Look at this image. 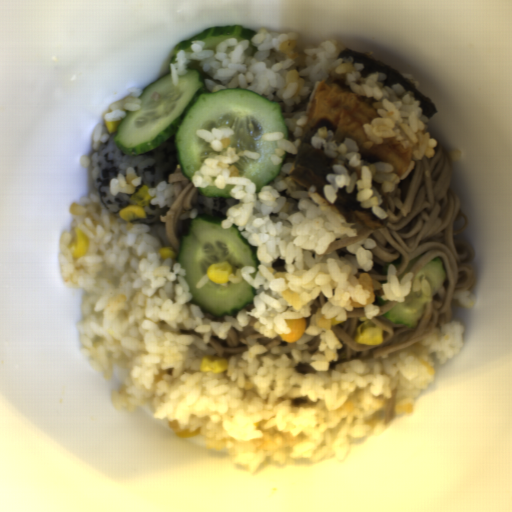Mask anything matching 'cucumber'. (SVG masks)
<instances>
[{
  "label": "cucumber",
  "instance_id": "2a18db57",
  "mask_svg": "<svg viewBox=\"0 0 512 512\" xmlns=\"http://www.w3.org/2000/svg\"><path fill=\"white\" fill-rule=\"evenodd\" d=\"M257 34L258 32L240 25L209 26L191 39L179 42L171 55L170 64H173L178 50H185L187 53H190V47L194 41H204L205 49H209L216 47L220 42L228 38H236L238 41L251 40Z\"/></svg>",
  "mask_w": 512,
  "mask_h": 512
},
{
  "label": "cucumber",
  "instance_id": "586b57bf",
  "mask_svg": "<svg viewBox=\"0 0 512 512\" xmlns=\"http://www.w3.org/2000/svg\"><path fill=\"white\" fill-rule=\"evenodd\" d=\"M227 216L205 214L192 219L186 236L180 240L177 262L185 270V279L192 294L191 303L203 315L217 322H225L226 315L233 316L250 305L255 290L244 279L237 284L229 281L217 284L210 280L201 288L198 283L208 274L211 264L227 262L231 273L246 266L258 269V247L249 243L237 225L222 228Z\"/></svg>",
  "mask_w": 512,
  "mask_h": 512
},
{
  "label": "cucumber",
  "instance_id": "734fbe4a",
  "mask_svg": "<svg viewBox=\"0 0 512 512\" xmlns=\"http://www.w3.org/2000/svg\"><path fill=\"white\" fill-rule=\"evenodd\" d=\"M198 187V186H197ZM233 184H225L223 188L217 186L198 187L201 195L209 198H234L231 196L230 191Z\"/></svg>",
  "mask_w": 512,
  "mask_h": 512
},
{
  "label": "cucumber",
  "instance_id": "8b760119",
  "mask_svg": "<svg viewBox=\"0 0 512 512\" xmlns=\"http://www.w3.org/2000/svg\"><path fill=\"white\" fill-rule=\"evenodd\" d=\"M187 73L172 83L171 72L145 87L139 96L138 111L127 110L112 134L116 147L125 154L137 155L152 150L174 135L179 166L191 182L212 153L210 143L197 136L200 129L231 128L229 146L234 152L255 151L257 159H239L234 165L239 175L255 184V192L269 186L280 174L282 161L273 164L277 141L262 136L283 132L289 141L285 115L280 103L245 88L220 91L208 89L206 73L198 61L189 62Z\"/></svg>",
  "mask_w": 512,
  "mask_h": 512
},
{
  "label": "cucumber",
  "instance_id": "eb4e599e",
  "mask_svg": "<svg viewBox=\"0 0 512 512\" xmlns=\"http://www.w3.org/2000/svg\"><path fill=\"white\" fill-rule=\"evenodd\" d=\"M381 295L382 293L376 295V302H377V305H384V304H387L388 301H383L382 298H381Z\"/></svg>",
  "mask_w": 512,
  "mask_h": 512
},
{
  "label": "cucumber",
  "instance_id": "9523449b",
  "mask_svg": "<svg viewBox=\"0 0 512 512\" xmlns=\"http://www.w3.org/2000/svg\"><path fill=\"white\" fill-rule=\"evenodd\" d=\"M427 252V251H426ZM422 253L421 255L415 257L414 259L410 260L404 273L401 274L400 276H398V279H399V283L400 281L402 280V278L406 275V274H409V272L415 267V265L418 263V261L425 255V253Z\"/></svg>",
  "mask_w": 512,
  "mask_h": 512
},
{
  "label": "cucumber",
  "instance_id": "570f5f39",
  "mask_svg": "<svg viewBox=\"0 0 512 512\" xmlns=\"http://www.w3.org/2000/svg\"><path fill=\"white\" fill-rule=\"evenodd\" d=\"M401 262H402L401 257L400 258H396V259L392 260L391 262H389L388 264H386L382 271L384 273L388 274V267H389V265H394L395 266V270L397 272L400 269Z\"/></svg>",
  "mask_w": 512,
  "mask_h": 512
},
{
  "label": "cucumber",
  "instance_id": "888e309b",
  "mask_svg": "<svg viewBox=\"0 0 512 512\" xmlns=\"http://www.w3.org/2000/svg\"><path fill=\"white\" fill-rule=\"evenodd\" d=\"M445 280L446 269L442 259L433 258L412 277L410 292L404 296V301L397 302L383 316L393 324L417 327L429 300L436 295Z\"/></svg>",
  "mask_w": 512,
  "mask_h": 512
}]
</instances>
